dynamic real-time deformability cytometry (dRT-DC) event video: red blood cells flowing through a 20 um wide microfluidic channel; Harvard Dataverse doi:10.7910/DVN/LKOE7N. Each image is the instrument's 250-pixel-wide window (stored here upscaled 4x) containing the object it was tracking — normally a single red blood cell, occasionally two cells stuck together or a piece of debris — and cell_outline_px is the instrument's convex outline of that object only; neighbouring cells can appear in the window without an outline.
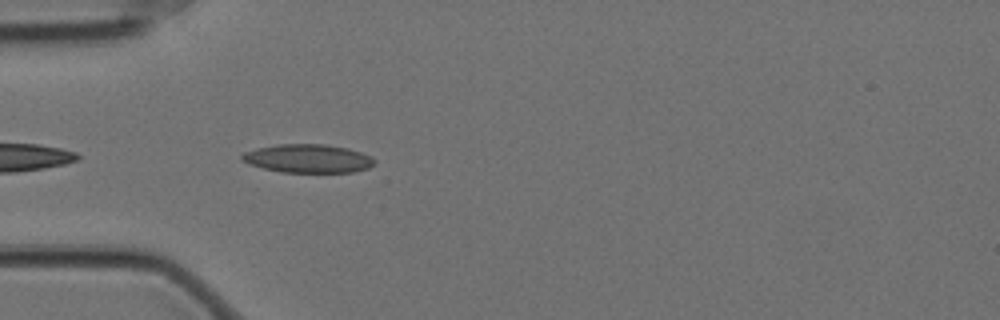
{"species": "Egyptian fruit bat (a non-hibernating species)", "species_latin": "Rousettus aegyptiacus", "temperature_condition": "cold", "stored_images_in_passage": 9, "camera_frame_rate_fps": 3000, "um_per_image_px": 0.085, "animal": {"sex": "female"}, "frame": {"image": 1, "passage_image": 2, "time_ms": 0.333, "image_size_px": [1000, 320], "cell_outline_px": [[376, 164], [368, 168], [352, 172], [280, 172], [248, 164], [240, 160], [240, 156], [244, 152], [260, 148], [280, 144], [324, 144], [348, 148], [372, 156], [376, 160]], "centroid_in_image_um": [26.2, 13.48], "position_along_channel_um": 58.8, "area_um2": 22.02}}
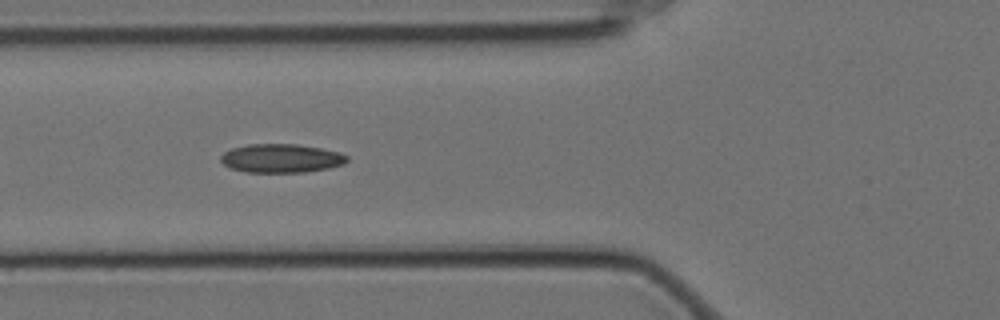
{"frame": {"image": 2, "passage_image": 6, "time_ms": 1.667, "image_size_px": [1000, 320], "cell_outline_px": [[348, 160], [344, 164], [328, 168], [304, 172], [244, 172], [232, 168], [224, 164], [220, 160], [220, 156], [224, 152], [232, 148], [248, 144], [296, 144], [320, 148], [340, 152], [348, 156]], "centroid_in_image_um": [23.9, 13.45], "position_along_channel_um": 101.9, "area_um2": 21.1}}